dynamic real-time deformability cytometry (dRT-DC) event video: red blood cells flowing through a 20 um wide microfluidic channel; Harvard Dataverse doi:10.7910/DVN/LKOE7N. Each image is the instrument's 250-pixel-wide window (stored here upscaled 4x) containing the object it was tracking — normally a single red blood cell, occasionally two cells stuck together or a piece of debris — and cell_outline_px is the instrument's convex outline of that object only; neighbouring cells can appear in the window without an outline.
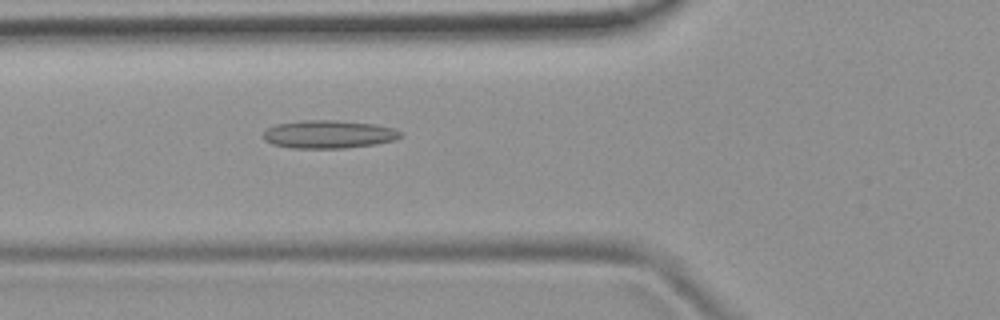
{"species": "common noctule bat (a hibernating species)", "species_latin": "Nyctalus noctula", "temperature_condition": "room temperature", "stored_images_in_passage": 50, "camera_frame_rate_fps": 3000, "um_per_image_px": 0.085, "animal": {"sex": "female", "body_mass_g": 19.9}, "frame": {"image": 1, "passage_image": 17, "time_ms": 5.333, "image_size_px": [1000, 320], "cell_outline_px": [[404, 136], [396, 140], [376, 144], [344, 148], [292, 148], [272, 144], [264, 140], [264, 132], [268, 128], [276, 124], [304, 120], [332, 120], [376, 124], [396, 128]], "centroid_in_image_um": [27.98, 11.41], "position_along_channel_um": 97.8, "area_um2": 22.54}}
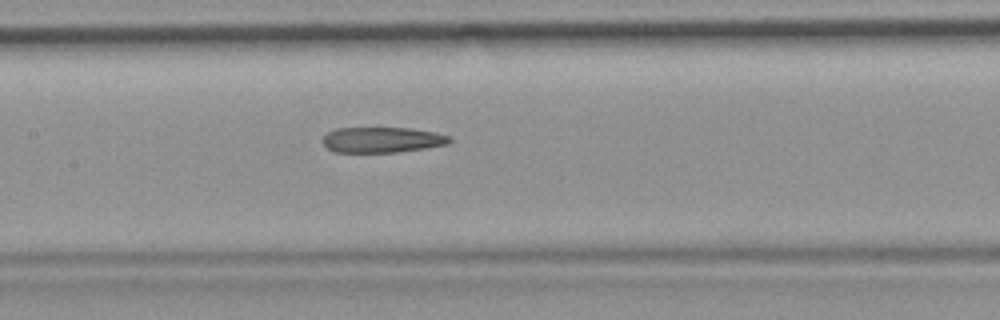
{"frame": {"image": 2, "passage_image": 23, "time_ms": 7.333, "image_size_px": [1000, 320], "cell_outline_px": [[452, 140], [448, 144], [424, 148], [396, 152], [336, 152], [328, 148], [324, 144], [324, 136], [328, 132], [336, 128], [412, 128], [436, 132], [452, 136]], "centroid_in_image_um": [32.54, 11.87], "position_along_channel_um": 174.9, "area_um2": 18.84}}
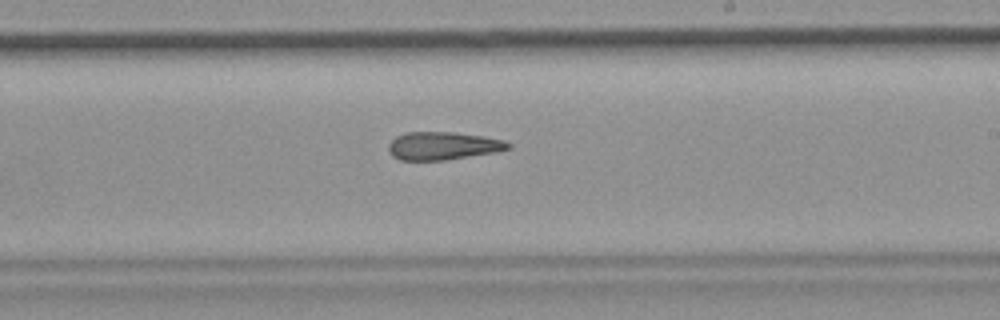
{"frame": {"image": 3, "passage_image": 29, "time_ms": 9.333, "image_size_px": [1000, 320], "cell_outline_px": [[512, 148], [496, 152], [444, 160], [400, 160], [392, 156], [388, 152], [388, 144], [396, 136], [404, 132], [456, 132], [484, 136], [504, 140], [512, 144]], "centroid_in_image_um": [37.65, 12.39], "position_along_channel_um": 251.3, "area_um2": 19.71}, "authors_computed_cell_mechanics": {"area_um2": 20.3456, "velocity_mm_per_s": 3.8464, "shape_relaxation_time_tau1_ms": null, "shape_relaxation_time_tau2_ms": 9.4294, "deformation_change_tau1": null, "deformation_change_tau2": 0.2494}}